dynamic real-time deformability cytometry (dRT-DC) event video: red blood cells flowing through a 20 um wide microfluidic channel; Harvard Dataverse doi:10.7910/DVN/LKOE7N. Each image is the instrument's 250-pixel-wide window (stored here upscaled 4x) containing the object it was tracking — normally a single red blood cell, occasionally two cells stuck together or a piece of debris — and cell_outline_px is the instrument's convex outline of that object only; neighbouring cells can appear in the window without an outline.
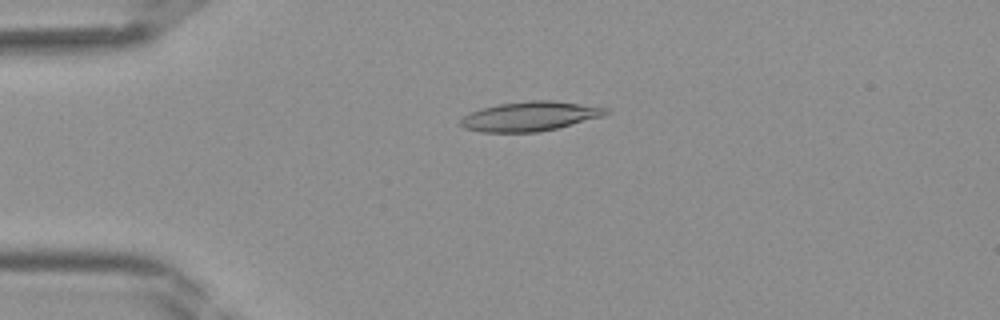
{"species": "Egyptian fruit bat (a non-hibernating species)", "species_latin": "Rousettus aegyptiacus", "temperature_condition": "room temperature", "stored_images_in_passage": 41, "camera_frame_rate_fps": 3000, "um_per_image_px": 0.085, "frame": {"image": 1, "passage_image": 10, "time_ms": 3.0, "image_size_px": [1000, 320], "cell_outline_px": [[612, 112], [604, 116], [556, 128], [536, 132], [480, 132], [464, 128], [460, 124], [460, 120], [464, 116], [480, 108], [496, 104], [532, 100], [552, 100], [608, 108]], "centroid_in_image_um": [45.05, 9.88], "position_along_channel_um": 40.0, "area_um2": 24.91}}
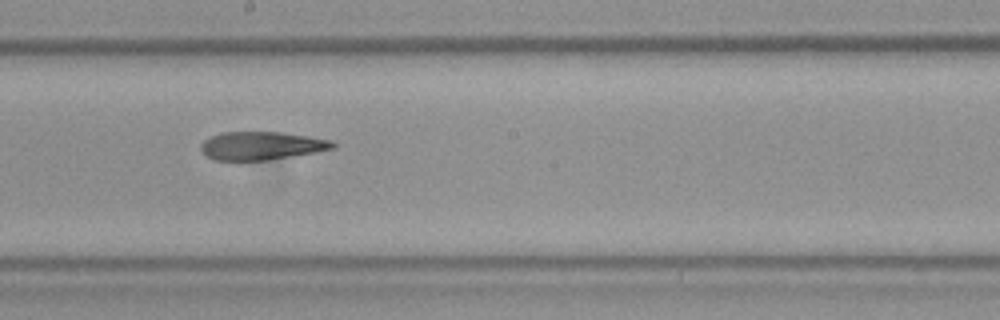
{"frame": {"image": 2, "passage_image": 23, "time_ms": 7.333, "image_size_px": [1000, 320], "cell_outline_px": [[336, 148], [316, 152], [268, 160], [212, 160], [204, 156], [200, 148], [200, 144], [204, 140], [212, 136], [224, 132], [284, 132], [332, 140], [336, 144]], "centroid_in_image_um": [22.22, 12.39], "position_along_channel_um": 226.0, "area_um2": 21.85}}
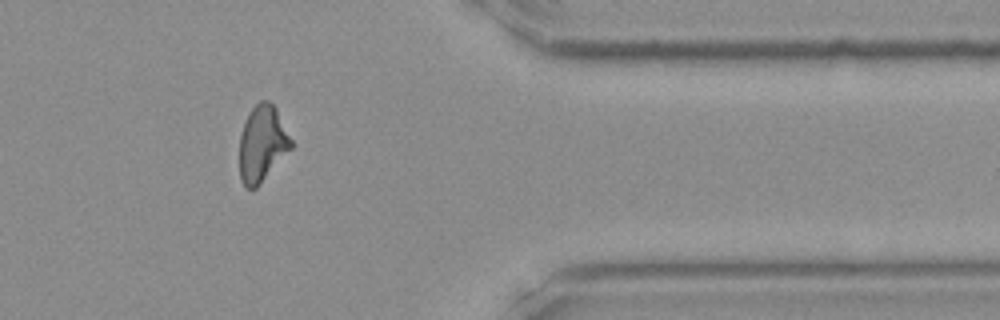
{"frame": {"image": 3, "passage_image": 34, "time_ms": 11.0, "image_size_px": [1000, 320], "cell_outline_px": [[292, 148], [260, 184], [256, 188], [244, 188], [240, 180], [240, 136], [244, 124], [252, 108], [260, 100], [268, 100], [276, 108], [292, 140]], "centroid_in_image_um": [22.29, 12.23], "position_along_channel_um": 389.1, "area_um2": 22.77}}